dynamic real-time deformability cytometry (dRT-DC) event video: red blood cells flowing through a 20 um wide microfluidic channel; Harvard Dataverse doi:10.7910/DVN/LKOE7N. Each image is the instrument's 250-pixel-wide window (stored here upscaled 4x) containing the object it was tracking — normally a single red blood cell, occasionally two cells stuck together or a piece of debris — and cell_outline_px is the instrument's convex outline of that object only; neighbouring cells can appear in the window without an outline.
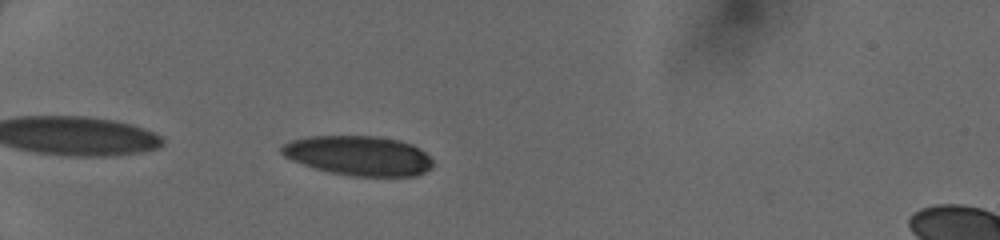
{"species": "human", "species_latin": "Homo sapiens", "temperature_condition": "cold", "stored_images_in_passage": 35, "camera_frame_rate_fps": 3000, "um_per_image_px": 0.085, "donor": {"sex": "female"}, "frame": {"image": 1, "passage_image": 2, "time_ms": 0.333, "image_size_px": [1000, 240], "cell_outline_px": [[432, 168], [416, 176], [352, 176], [332, 172], [316, 168], [292, 160], [284, 156], [280, 152], [280, 148], [284, 144], [292, 140], [308, 136], [376, 136], [400, 140], [412, 144], [424, 152], [432, 160]], "centroid_in_image_um": [30.49, 13.22], "position_along_channel_um": 54.5, "area_um2": 34.8}}
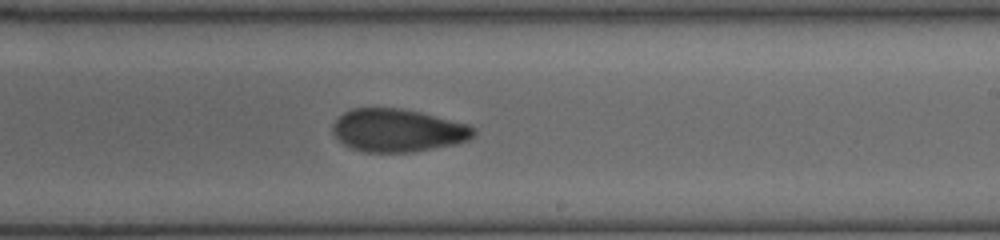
{"frame": {"image": 2, "passage_image": 18, "time_ms": 5.667, "image_size_px": [1000, 240], "cell_outline_px": [[476, 136], [468, 140], [456, 144], [412, 152], [364, 152], [352, 148], [344, 144], [332, 132], [332, 124], [344, 112], [352, 108], [400, 108], [420, 112], [468, 124], [476, 128]], "centroid_in_image_um": [33.84, 11.08], "position_along_channel_um": 255.2, "area_um2": 35.32}}
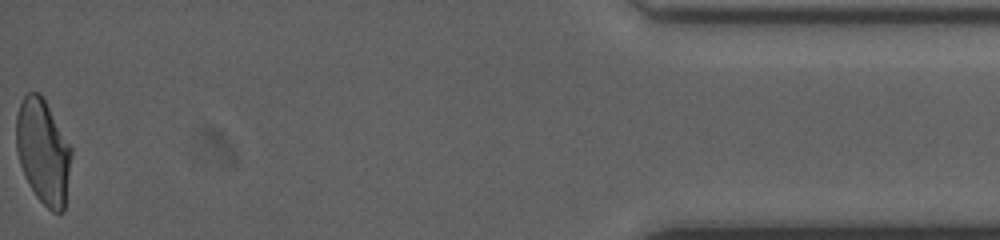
{"frame": {"image": 3, "passage_image": 35, "time_ms": 11.333, "image_size_px": [1000, 240], "cell_outline_px": [[72, 156], [64, 212], [52, 212], [36, 196], [24, 176], [16, 152], [16, 116], [20, 104], [24, 96], [28, 92], [40, 92], [44, 96], [72, 148]], "centroid_in_image_um": [3.67, 12.86], "position_along_channel_um": 431.5, "area_um2": 34.04}}